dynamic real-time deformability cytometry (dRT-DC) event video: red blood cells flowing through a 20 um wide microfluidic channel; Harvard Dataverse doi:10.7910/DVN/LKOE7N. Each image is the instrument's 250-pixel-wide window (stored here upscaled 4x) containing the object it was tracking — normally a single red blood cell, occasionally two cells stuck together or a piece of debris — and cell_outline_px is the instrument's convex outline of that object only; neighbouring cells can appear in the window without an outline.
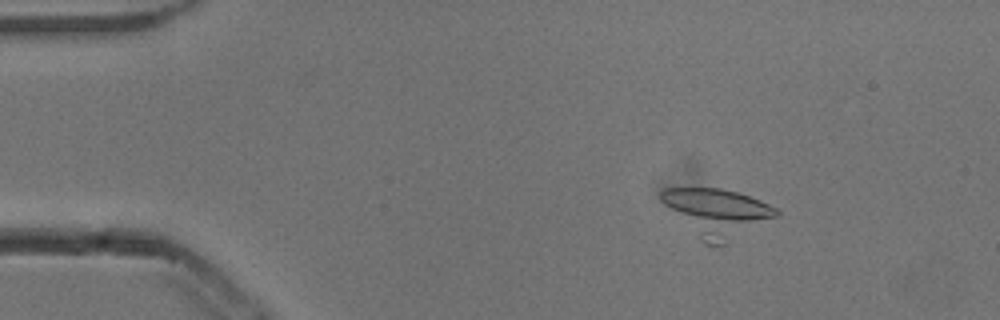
{"species": "common noctule bat (a hibernating species)", "species_latin": "Nyctalus noctula", "temperature_condition": "cold", "stored_images_in_passage": 21, "camera_frame_rate_fps": 3000, "um_per_image_px": 0.085, "animal": {"sex": "male", "body_mass_g": 13.3}, "frame": {"image": 1, "passage_image": 11, "time_ms": 3.333, "image_size_px": [1000, 320], "cell_outline_px": [[780, 216], [724, 244], [704, 244], [660, 200], [660, 192], [664, 188], [720, 188], [736, 192], [760, 200], [776, 208], [780, 212]], "centroid_in_image_um": [60.97, 18.06], "position_along_channel_um": 24.0, "area_um2": 31.73}}